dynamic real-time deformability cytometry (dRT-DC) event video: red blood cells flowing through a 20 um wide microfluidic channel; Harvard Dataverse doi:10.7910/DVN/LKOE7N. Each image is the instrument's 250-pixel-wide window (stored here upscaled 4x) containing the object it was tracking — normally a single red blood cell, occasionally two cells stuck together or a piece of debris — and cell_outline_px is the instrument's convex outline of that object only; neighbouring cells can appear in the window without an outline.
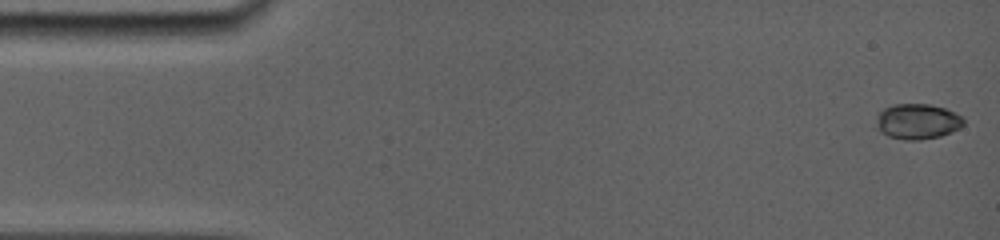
{"species": "common noctule bat (a hibernating species)", "species_latin": "Nyctalus noctula", "temperature_condition": "room temperature", "stored_images_in_passage": 17, "camera_frame_rate_fps": 5000, "um_per_image_px": 0.085, "animal": {"sex": "female", "body_mass_g": 19.0, "forearm_length_mm": 56.7}, "frame": {"image": 1, "passage_image": 1, "time_ms": 0.0, "image_size_px": [1000, 240], "cell_outline_px": [[964, 124], [960, 128], [940, 136], [920, 140], [904, 140], [888, 136], [880, 132], [876, 128], [876, 116], [884, 108], [892, 104], [928, 104], [944, 108], [960, 116], [964, 120]], "centroid_in_image_um": [77.94, 10.33], "position_along_channel_um": 7.1, "area_um2": 18.03}}
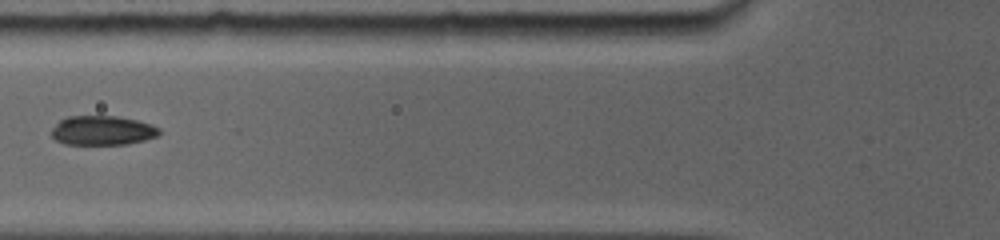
{"frame": {"image": 2, "passage_image": 10, "time_ms": 6.0, "image_size_px": [1000, 240], "cell_outline_px": [[160, 132], [156, 136], [144, 140], [128, 144], [64, 144], [56, 140], [52, 136], [52, 128], [60, 120], [68, 116], [116, 116], [136, 120], [152, 124], [160, 128]], "centroid_in_image_um": [8.71, 11.09], "position_along_channel_um": 117.1, "area_um2": 18.38}}
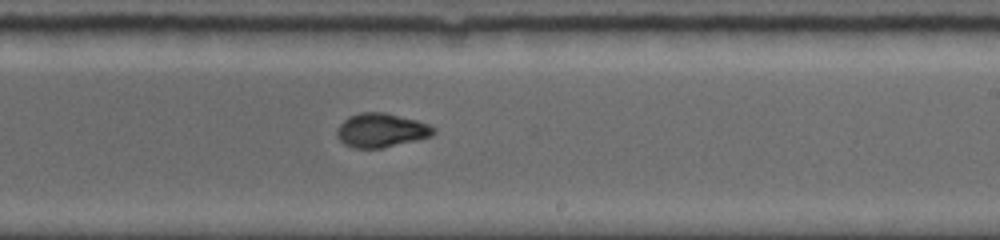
{"frame": {"image": 3, "passage_image": 17, "time_ms": 9.6, "image_size_px": [1000, 240], "cell_outline_px": [[436, 132], [432, 136], [416, 140], [380, 148], [352, 148], [344, 144], [336, 136], [336, 128], [348, 116], [360, 112], [384, 112], [416, 120], [428, 124], [436, 128]], "centroid_in_image_um": [32.37, 11.07], "position_along_channel_um": 256.6, "area_um2": 19.19}}